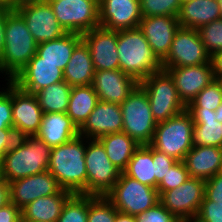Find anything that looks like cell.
Here are the masks:
<instances>
[{"label": "cell", "mask_w": 222, "mask_h": 222, "mask_svg": "<svg viewBox=\"0 0 222 222\" xmlns=\"http://www.w3.org/2000/svg\"><path fill=\"white\" fill-rule=\"evenodd\" d=\"M138 85L135 78L120 69L95 71L92 83L100 101L119 105Z\"/></svg>", "instance_id": "ac0fdd59"}, {"label": "cell", "mask_w": 222, "mask_h": 222, "mask_svg": "<svg viewBox=\"0 0 222 222\" xmlns=\"http://www.w3.org/2000/svg\"><path fill=\"white\" fill-rule=\"evenodd\" d=\"M21 222H36V221H26L22 219Z\"/></svg>", "instance_id": "91938a15"}, {"label": "cell", "mask_w": 222, "mask_h": 222, "mask_svg": "<svg viewBox=\"0 0 222 222\" xmlns=\"http://www.w3.org/2000/svg\"><path fill=\"white\" fill-rule=\"evenodd\" d=\"M7 133L8 129H0V158L5 155Z\"/></svg>", "instance_id": "f907efd6"}, {"label": "cell", "mask_w": 222, "mask_h": 222, "mask_svg": "<svg viewBox=\"0 0 222 222\" xmlns=\"http://www.w3.org/2000/svg\"><path fill=\"white\" fill-rule=\"evenodd\" d=\"M110 161L123 172L140 145L124 132L106 134L98 138Z\"/></svg>", "instance_id": "f546056e"}, {"label": "cell", "mask_w": 222, "mask_h": 222, "mask_svg": "<svg viewBox=\"0 0 222 222\" xmlns=\"http://www.w3.org/2000/svg\"><path fill=\"white\" fill-rule=\"evenodd\" d=\"M9 202V184L0 175V207L5 206Z\"/></svg>", "instance_id": "c3c4849f"}, {"label": "cell", "mask_w": 222, "mask_h": 222, "mask_svg": "<svg viewBox=\"0 0 222 222\" xmlns=\"http://www.w3.org/2000/svg\"><path fill=\"white\" fill-rule=\"evenodd\" d=\"M52 148L35 136H28L23 146L1 158L0 175L12 182L48 171Z\"/></svg>", "instance_id": "277c9868"}, {"label": "cell", "mask_w": 222, "mask_h": 222, "mask_svg": "<svg viewBox=\"0 0 222 222\" xmlns=\"http://www.w3.org/2000/svg\"><path fill=\"white\" fill-rule=\"evenodd\" d=\"M192 115L194 128L193 146L222 147V123L218 122L213 110H188Z\"/></svg>", "instance_id": "83f0119b"}, {"label": "cell", "mask_w": 222, "mask_h": 222, "mask_svg": "<svg viewBox=\"0 0 222 222\" xmlns=\"http://www.w3.org/2000/svg\"><path fill=\"white\" fill-rule=\"evenodd\" d=\"M147 93L154 120L159 123L186 109L180 100L171 75L161 69L139 82Z\"/></svg>", "instance_id": "52a82bcc"}, {"label": "cell", "mask_w": 222, "mask_h": 222, "mask_svg": "<svg viewBox=\"0 0 222 222\" xmlns=\"http://www.w3.org/2000/svg\"><path fill=\"white\" fill-rule=\"evenodd\" d=\"M72 87L61 81L35 93L43 113H66Z\"/></svg>", "instance_id": "d6a6232c"}, {"label": "cell", "mask_w": 222, "mask_h": 222, "mask_svg": "<svg viewBox=\"0 0 222 222\" xmlns=\"http://www.w3.org/2000/svg\"><path fill=\"white\" fill-rule=\"evenodd\" d=\"M85 167L87 195L105 196L121 173L107 157L105 148L98 139L86 138Z\"/></svg>", "instance_id": "9c48e42d"}, {"label": "cell", "mask_w": 222, "mask_h": 222, "mask_svg": "<svg viewBox=\"0 0 222 222\" xmlns=\"http://www.w3.org/2000/svg\"><path fill=\"white\" fill-rule=\"evenodd\" d=\"M211 56L205 50L197 29L179 27L171 43L163 69L186 67L208 63Z\"/></svg>", "instance_id": "7c38bea8"}, {"label": "cell", "mask_w": 222, "mask_h": 222, "mask_svg": "<svg viewBox=\"0 0 222 222\" xmlns=\"http://www.w3.org/2000/svg\"><path fill=\"white\" fill-rule=\"evenodd\" d=\"M184 163L190 177L206 181L220 172L221 148L215 146H193L187 152Z\"/></svg>", "instance_id": "cb8c5ba5"}, {"label": "cell", "mask_w": 222, "mask_h": 222, "mask_svg": "<svg viewBox=\"0 0 222 222\" xmlns=\"http://www.w3.org/2000/svg\"><path fill=\"white\" fill-rule=\"evenodd\" d=\"M189 178L190 175L184 161H177L158 184V194L179 187Z\"/></svg>", "instance_id": "f35d334b"}, {"label": "cell", "mask_w": 222, "mask_h": 222, "mask_svg": "<svg viewBox=\"0 0 222 222\" xmlns=\"http://www.w3.org/2000/svg\"><path fill=\"white\" fill-rule=\"evenodd\" d=\"M79 135V129L66 113H43L36 136L49 147H57Z\"/></svg>", "instance_id": "603a6c76"}, {"label": "cell", "mask_w": 222, "mask_h": 222, "mask_svg": "<svg viewBox=\"0 0 222 222\" xmlns=\"http://www.w3.org/2000/svg\"><path fill=\"white\" fill-rule=\"evenodd\" d=\"M88 195L73 194L63 206L57 222H87Z\"/></svg>", "instance_id": "e575fe53"}, {"label": "cell", "mask_w": 222, "mask_h": 222, "mask_svg": "<svg viewBox=\"0 0 222 222\" xmlns=\"http://www.w3.org/2000/svg\"><path fill=\"white\" fill-rule=\"evenodd\" d=\"M219 6H220V12H221V15H222V0L219 2Z\"/></svg>", "instance_id": "680465c9"}, {"label": "cell", "mask_w": 222, "mask_h": 222, "mask_svg": "<svg viewBox=\"0 0 222 222\" xmlns=\"http://www.w3.org/2000/svg\"><path fill=\"white\" fill-rule=\"evenodd\" d=\"M123 172L140 183L155 188L153 147L151 145H140Z\"/></svg>", "instance_id": "1f68e13d"}, {"label": "cell", "mask_w": 222, "mask_h": 222, "mask_svg": "<svg viewBox=\"0 0 222 222\" xmlns=\"http://www.w3.org/2000/svg\"><path fill=\"white\" fill-rule=\"evenodd\" d=\"M194 122L190 112H183L159 122L156 125L151 146L177 161H184L187 152L193 147Z\"/></svg>", "instance_id": "5b68a950"}, {"label": "cell", "mask_w": 222, "mask_h": 222, "mask_svg": "<svg viewBox=\"0 0 222 222\" xmlns=\"http://www.w3.org/2000/svg\"><path fill=\"white\" fill-rule=\"evenodd\" d=\"M99 102L91 85L72 87L66 114L79 129Z\"/></svg>", "instance_id": "4dcf8cb0"}, {"label": "cell", "mask_w": 222, "mask_h": 222, "mask_svg": "<svg viewBox=\"0 0 222 222\" xmlns=\"http://www.w3.org/2000/svg\"><path fill=\"white\" fill-rule=\"evenodd\" d=\"M81 37L89 48L95 71L120 69L116 30L98 26Z\"/></svg>", "instance_id": "5bb4252c"}, {"label": "cell", "mask_w": 222, "mask_h": 222, "mask_svg": "<svg viewBox=\"0 0 222 222\" xmlns=\"http://www.w3.org/2000/svg\"><path fill=\"white\" fill-rule=\"evenodd\" d=\"M117 51L120 70L138 82L163 69L139 27L117 30Z\"/></svg>", "instance_id": "3957f363"}, {"label": "cell", "mask_w": 222, "mask_h": 222, "mask_svg": "<svg viewBox=\"0 0 222 222\" xmlns=\"http://www.w3.org/2000/svg\"><path fill=\"white\" fill-rule=\"evenodd\" d=\"M115 222H136V218L133 215L124 214L117 211Z\"/></svg>", "instance_id": "816d5d0a"}, {"label": "cell", "mask_w": 222, "mask_h": 222, "mask_svg": "<svg viewBox=\"0 0 222 222\" xmlns=\"http://www.w3.org/2000/svg\"><path fill=\"white\" fill-rule=\"evenodd\" d=\"M5 45L0 56V73L11 81L36 54L38 43L26 27L24 19L15 11L5 14Z\"/></svg>", "instance_id": "7a4b0ae2"}, {"label": "cell", "mask_w": 222, "mask_h": 222, "mask_svg": "<svg viewBox=\"0 0 222 222\" xmlns=\"http://www.w3.org/2000/svg\"><path fill=\"white\" fill-rule=\"evenodd\" d=\"M53 13L67 33L82 35L99 25V0H50Z\"/></svg>", "instance_id": "30bf717a"}, {"label": "cell", "mask_w": 222, "mask_h": 222, "mask_svg": "<svg viewBox=\"0 0 222 222\" xmlns=\"http://www.w3.org/2000/svg\"><path fill=\"white\" fill-rule=\"evenodd\" d=\"M180 222H200V221L198 219H196V218H191V219L181 220Z\"/></svg>", "instance_id": "9f6ffc18"}, {"label": "cell", "mask_w": 222, "mask_h": 222, "mask_svg": "<svg viewBox=\"0 0 222 222\" xmlns=\"http://www.w3.org/2000/svg\"><path fill=\"white\" fill-rule=\"evenodd\" d=\"M123 129L139 145H150L157 122L152 116L147 93L138 85L120 104Z\"/></svg>", "instance_id": "8992f818"}, {"label": "cell", "mask_w": 222, "mask_h": 222, "mask_svg": "<svg viewBox=\"0 0 222 222\" xmlns=\"http://www.w3.org/2000/svg\"><path fill=\"white\" fill-rule=\"evenodd\" d=\"M0 7L13 10V0H0Z\"/></svg>", "instance_id": "db71d44e"}, {"label": "cell", "mask_w": 222, "mask_h": 222, "mask_svg": "<svg viewBox=\"0 0 222 222\" xmlns=\"http://www.w3.org/2000/svg\"><path fill=\"white\" fill-rule=\"evenodd\" d=\"M9 10L3 7H0V56L3 53L4 45H5V14Z\"/></svg>", "instance_id": "681fc988"}, {"label": "cell", "mask_w": 222, "mask_h": 222, "mask_svg": "<svg viewBox=\"0 0 222 222\" xmlns=\"http://www.w3.org/2000/svg\"><path fill=\"white\" fill-rule=\"evenodd\" d=\"M11 81L25 92L35 94L51 84L64 81V76L57 65L39 62V55L36 53Z\"/></svg>", "instance_id": "ffe728a7"}, {"label": "cell", "mask_w": 222, "mask_h": 222, "mask_svg": "<svg viewBox=\"0 0 222 222\" xmlns=\"http://www.w3.org/2000/svg\"><path fill=\"white\" fill-rule=\"evenodd\" d=\"M205 196L209 200L222 203V172L206 180Z\"/></svg>", "instance_id": "f6af8a7d"}, {"label": "cell", "mask_w": 222, "mask_h": 222, "mask_svg": "<svg viewBox=\"0 0 222 222\" xmlns=\"http://www.w3.org/2000/svg\"><path fill=\"white\" fill-rule=\"evenodd\" d=\"M85 152L86 138L80 135L51 150L48 171L73 194L87 195Z\"/></svg>", "instance_id": "6da1fadb"}, {"label": "cell", "mask_w": 222, "mask_h": 222, "mask_svg": "<svg viewBox=\"0 0 222 222\" xmlns=\"http://www.w3.org/2000/svg\"><path fill=\"white\" fill-rule=\"evenodd\" d=\"M8 184L9 202L21 210L32 201L57 194L62 189L49 171L8 182Z\"/></svg>", "instance_id": "9a60e30c"}, {"label": "cell", "mask_w": 222, "mask_h": 222, "mask_svg": "<svg viewBox=\"0 0 222 222\" xmlns=\"http://www.w3.org/2000/svg\"><path fill=\"white\" fill-rule=\"evenodd\" d=\"M215 114H217V121L222 123V103L216 108Z\"/></svg>", "instance_id": "11a10c76"}, {"label": "cell", "mask_w": 222, "mask_h": 222, "mask_svg": "<svg viewBox=\"0 0 222 222\" xmlns=\"http://www.w3.org/2000/svg\"><path fill=\"white\" fill-rule=\"evenodd\" d=\"M211 63L215 79H222V50L211 56Z\"/></svg>", "instance_id": "7dc6e473"}, {"label": "cell", "mask_w": 222, "mask_h": 222, "mask_svg": "<svg viewBox=\"0 0 222 222\" xmlns=\"http://www.w3.org/2000/svg\"><path fill=\"white\" fill-rule=\"evenodd\" d=\"M142 17L174 16L177 17L181 0H139Z\"/></svg>", "instance_id": "8d00e7d4"}, {"label": "cell", "mask_w": 222, "mask_h": 222, "mask_svg": "<svg viewBox=\"0 0 222 222\" xmlns=\"http://www.w3.org/2000/svg\"><path fill=\"white\" fill-rule=\"evenodd\" d=\"M135 218L136 222H180L160 202Z\"/></svg>", "instance_id": "60d3db41"}, {"label": "cell", "mask_w": 222, "mask_h": 222, "mask_svg": "<svg viewBox=\"0 0 222 222\" xmlns=\"http://www.w3.org/2000/svg\"><path fill=\"white\" fill-rule=\"evenodd\" d=\"M28 135L18 127L11 126L8 128L6 137L5 154L13 152L24 145Z\"/></svg>", "instance_id": "ee69618b"}, {"label": "cell", "mask_w": 222, "mask_h": 222, "mask_svg": "<svg viewBox=\"0 0 222 222\" xmlns=\"http://www.w3.org/2000/svg\"><path fill=\"white\" fill-rule=\"evenodd\" d=\"M138 27L143 32L154 53L163 61L167 57L174 36L180 27L177 17H142Z\"/></svg>", "instance_id": "d6986e66"}, {"label": "cell", "mask_w": 222, "mask_h": 222, "mask_svg": "<svg viewBox=\"0 0 222 222\" xmlns=\"http://www.w3.org/2000/svg\"><path fill=\"white\" fill-rule=\"evenodd\" d=\"M198 32L210 56L222 50V18L201 26Z\"/></svg>", "instance_id": "74e56055"}, {"label": "cell", "mask_w": 222, "mask_h": 222, "mask_svg": "<svg viewBox=\"0 0 222 222\" xmlns=\"http://www.w3.org/2000/svg\"><path fill=\"white\" fill-rule=\"evenodd\" d=\"M72 192L61 189L57 194L40 197L22 209V219L36 222H57Z\"/></svg>", "instance_id": "484cf974"}, {"label": "cell", "mask_w": 222, "mask_h": 222, "mask_svg": "<svg viewBox=\"0 0 222 222\" xmlns=\"http://www.w3.org/2000/svg\"><path fill=\"white\" fill-rule=\"evenodd\" d=\"M81 40L80 34L66 33L58 39L39 43L36 51L39 55V62H50L63 71L71 58L75 46Z\"/></svg>", "instance_id": "f1b7e54d"}, {"label": "cell", "mask_w": 222, "mask_h": 222, "mask_svg": "<svg viewBox=\"0 0 222 222\" xmlns=\"http://www.w3.org/2000/svg\"><path fill=\"white\" fill-rule=\"evenodd\" d=\"M95 69L89 48L81 40L74 48L67 66L63 70L64 81L71 87L91 85Z\"/></svg>", "instance_id": "4316f807"}, {"label": "cell", "mask_w": 222, "mask_h": 222, "mask_svg": "<svg viewBox=\"0 0 222 222\" xmlns=\"http://www.w3.org/2000/svg\"><path fill=\"white\" fill-rule=\"evenodd\" d=\"M219 2L215 0H187L182 2L177 19L181 27L199 29L221 19Z\"/></svg>", "instance_id": "d4e9b609"}, {"label": "cell", "mask_w": 222, "mask_h": 222, "mask_svg": "<svg viewBox=\"0 0 222 222\" xmlns=\"http://www.w3.org/2000/svg\"><path fill=\"white\" fill-rule=\"evenodd\" d=\"M196 219L200 222H222V203L214 202L204 196Z\"/></svg>", "instance_id": "b9f144b4"}, {"label": "cell", "mask_w": 222, "mask_h": 222, "mask_svg": "<svg viewBox=\"0 0 222 222\" xmlns=\"http://www.w3.org/2000/svg\"><path fill=\"white\" fill-rule=\"evenodd\" d=\"M40 1H43V0H13V10H16L18 7H21L25 4H31V3H36Z\"/></svg>", "instance_id": "f5cc1de1"}, {"label": "cell", "mask_w": 222, "mask_h": 222, "mask_svg": "<svg viewBox=\"0 0 222 222\" xmlns=\"http://www.w3.org/2000/svg\"><path fill=\"white\" fill-rule=\"evenodd\" d=\"M153 160H155V188L162 181L177 160L153 148Z\"/></svg>", "instance_id": "7bdbcfd3"}, {"label": "cell", "mask_w": 222, "mask_h": 222, "mask_svg": "<svg viewBox=\"0 0 222 222\" xmlns=\"http://www.w3.org/2000/svg\"><path fill=\"white\" fill-rule=\"evenodd\" d=\"M141 19L139 0H99V25L103 28L134 29Z\"/></svg>", "instance_id": "e0dca14e"}, {"label": "cell", "mask_w": 222, "mask_h": 222, "mask_svg": "<svg viewBox=\"0 0 222 222\" xmlns=\"http://www.w3.org/2000/svg\"><path fill=\"white\" fill-rule=\"evenodd\" d=\"M204 179L190 177L179 187L164 191L159 202L178 220L196 218L205 196Z\"/></svg>", "instance_id": "8fae6325"}, {"label": "cell", "mask_w": 222, "mask_h": 222, "mask_svg": "<svg viewBox=\"0 0 222 222\" xmlns=\"http://www.w3.org/2000/svg\"><path fill=\"white\" fill-rule=\"evenodd\" d=\"M43 111L35 94L25 92L12 82L13 126L28 136H35L40 129Z\"/></svg>", "instance_id": "7402d4cb"}, {"label": "cell", "mask_w": 222, "mask_h": 222, "mask_svg": "<svg viewBox=\"0 0 222 222\" xmlns=\"http://www.w3.org/2000/svg\"><path fill=\"white\" fill-rule=\"evenodd\" d=\"M117 209L105 196L88 195L87 222H115Z\"/></svg>", "instance_id": "d590c367"}, {"label": "cell", "mask_w": 222, "mask_h": 222, "mask_svg": "<svg viewBox=\"0 0 222 222\" xmlns=\"http://www.w3.org/2000/svg\"><path fill=\"white\" fill-rule=\"evenodd\" d=\"M15 11L24 19L26 27L38 44L58 39L67 33L46 0L25 4Z\"/></svg>", "instance_id": "4fadbf2b"}, {"label": "cell", "mask_w": 222, "mask_h": 222, "mask_svg": "<svg viewBox=\"0 0 222 222\" xmlns=\"http://www.w3.org/2000/svg\"><path fill=\"white\" fill-rule=\"evenodd\" d=\"M222 103V81L214 79L186 107L187 110H213Z\"/></svg>", "instance_id": "836d02e7"}, {"label": "cell", "mask_w": 222, "mask_h": 222, "mask_svg": "<svg viewBox=\"0 0 222 222\" xmlns=\"http://www.w3.org/2000/svg\"><path fill=\"white\" fill-rule=\"evenodd\" d=\"M220 172H222V147H221V166H220Z\"/></svg>", "instance_id": "6f0895ef"}, {"label": "cell", "mask_w": 222, "mask_h": 222, "mask_svg": "<svg viewBox=\"0 0 222 222\" xmlns=\"http://www.w3.org/2000/svg\"><path fill=\"white\" fill-rule=\"evenodd\" d=\"M165 70L171 75L178 96L186 107L215 79L211 60L205 64L170 67Z\"/></svg>", "instance_id": "2e32d148"}, {"label": "cell", "mask_w": 222, "mask_h": 222, "mask_svg": "<svg viewBox=\"0 0 222 222\" xmlns=\"http://www.w3.org/2000/svg\"><path fill=\"white\" fill-rule=\"evenodd\" d=\"M22 210L15 204L8 202L0 207V222H21Z\"/></svg>", "instance_id": "bcb514c9"}, {"label": "cell", "mask_w": 222, "mask_h": 222, "mask_svg": "<svg viewBox=\"0 0 222 222\" xmlns=\"http://www.w3.org/2000/svg\"><path fill=\"white\" fill-rule=\"evenodd\" d=\"M105 197L118 212L133 216L143 214L159 202L156 188L144 185L124 172L120 173L118 181Z\"/></svg>", "instance_id": "ba28073f"}, {"label": "cell", "mask_w": 222, "mask_h": 222, "mask_svg": "<svg viewBox=\"0 0 222 222\" xmlns=\"http://www.w3.org/2000/svg\"><path fill=\"white\" fill-rule=\"evenodd\" d=\"M122 129L121 106L99 100L87 120L79 128V135L88 139H98L106 134L122 132Z\"/></svg>", "instance_id": "44dd1931"}, {"label": "cell", "mask_w": 222, "mask_h": 222, "mask_svg": "<svg viewBox=\"0 0 222 222\" xmlns=\"http://www.w3.org/2000/svg\"><path fill=\"white\" fill-rule=\"evenodd\" d=\"M0 91V129H8L13 126L12 120V81Z\"/></svg>", "instance_id": "ab89813d"}]
</instances>
